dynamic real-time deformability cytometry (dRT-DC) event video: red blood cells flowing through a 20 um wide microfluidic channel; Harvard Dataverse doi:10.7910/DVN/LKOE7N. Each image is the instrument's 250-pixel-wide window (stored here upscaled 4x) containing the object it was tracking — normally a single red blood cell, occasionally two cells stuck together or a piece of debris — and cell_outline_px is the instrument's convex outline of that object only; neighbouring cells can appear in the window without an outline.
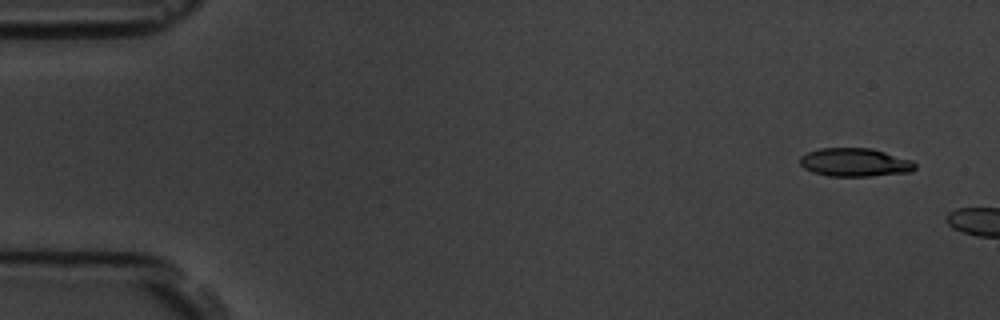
{"species": "common noctule bat (a hibernating species)", "species_latin": "Nyctalus noctula", "temperature_condition": "room temperature", "stored_images_in_passage": 2, "camera_frame_rate_fps": 3000, "um_per_image_px": 0.085, "animal": {"sex": "male", "body_mass_g": 19.5, "forearm_length_mm": 54.6}, "frame": {"image": 1, "passage_image": 1, "time_ms": 0.0, "image_size_px": [1000, 320], "cell_outline_px": [[916, 168], [912, 172], [868, 176], [828, 176], [812, 172], [804, 168], [800, 164], [800, 156], [808, 152], [820, 148], [872, 148], [912, 160], [916, 164]], "centroid_in_image_um": [72.67, 13.8], "position_along_channel_um": 12.3, "area_um2": 19.13}}